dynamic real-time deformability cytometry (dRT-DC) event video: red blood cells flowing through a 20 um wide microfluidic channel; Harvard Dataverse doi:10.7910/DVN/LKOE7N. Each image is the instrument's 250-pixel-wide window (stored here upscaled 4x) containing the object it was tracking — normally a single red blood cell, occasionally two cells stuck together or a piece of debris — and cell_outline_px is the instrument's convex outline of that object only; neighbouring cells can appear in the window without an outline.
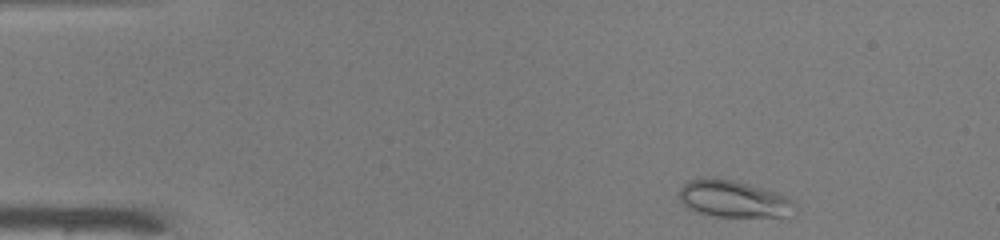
{"species": "common noctule bat (a hibernating species)", "species_latin": "Nyctalus noctula", "temperature_condition": "warm", "stored_images_in_passage": 44, "camera_frame_rate_fps": 3000, "um_per_image_px": 0.085, "animal": {"sex": "male", "body_mass_g": 19.0, "forearm_length_mm": 50.8}, "frame": {"image": 1, "passage_image": 2, "time_ms": 0.333, "image_size_px": [1000, 240], "cell_outline_px": [[788, 220], [716, 216], [700, 212], [688, 208], [680, 200], [680, 188], [684, 184], [692, 180], [732, 180], [760, 188], [784, 196], [788, 200]], "centroid_in_image_um": [62.34, 16.99], "position_along_channel_um": 22.7, "area_um2": 23.99}}
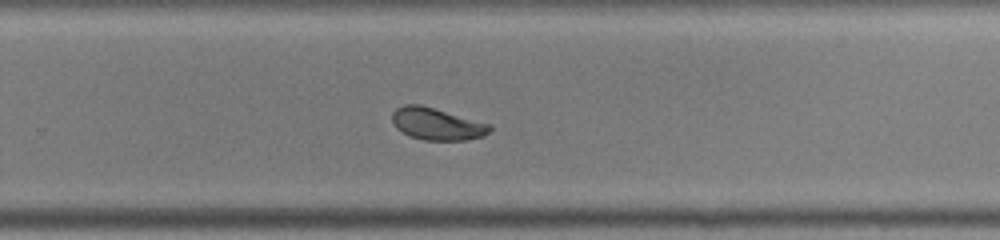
{"frame": {"image": 2, "passage_image": 28, "time_ms": 9.0, "image_size_px": [1000, 240], "cell_outline_px": [[492, 128], [488, 132], [480, 136], [464, 140], [424, 140], [412, 136], [396, 128], [392, 120], [392, 112], [396, 108], [404, 104], [420, 104], [492, 124]], "centroid_in_image_um": [37.12, 10.51], "position_along_channel_um": 292.7, "area_um2": 18.09}}
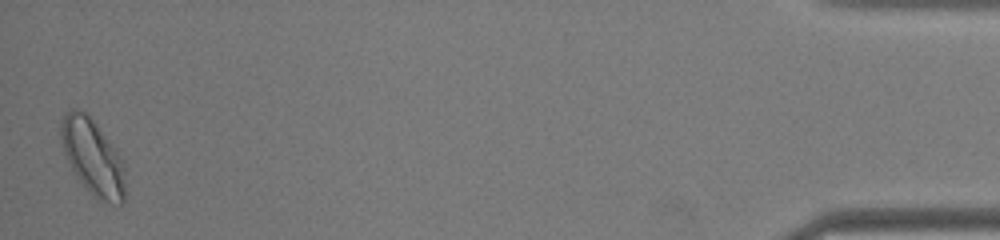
{"frame": {"image": 3, "passage_image": 44, "time_ms": 14.333, "image_size_px": [1000, 240], "cell_outline_px": [[124, 204], [120, 204], [100, 200], [76, 176], [64, 152], [60, 136], [60, 124], [64, 112], [72, 108], [76, 108], [84, 112], [92, 120], [112, 144], [120, 156], [124, 164]], "centroid_in_image_um": [7.87, 13.31], "position_along_channel_um": 427.3, "area_um2": 27.74}}